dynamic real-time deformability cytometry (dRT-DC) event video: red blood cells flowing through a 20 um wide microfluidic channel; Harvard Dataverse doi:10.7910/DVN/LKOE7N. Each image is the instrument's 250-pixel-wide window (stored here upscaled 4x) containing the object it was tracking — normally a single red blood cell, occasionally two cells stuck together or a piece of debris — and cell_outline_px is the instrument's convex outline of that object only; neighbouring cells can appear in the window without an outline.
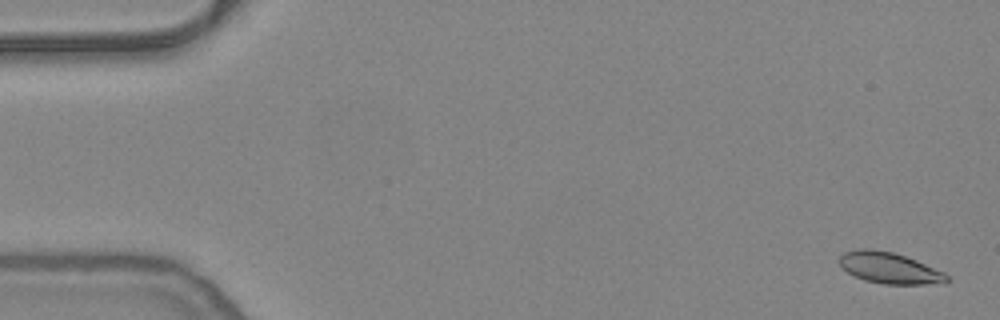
{"species": "common noctule bat (a hibernating species)", "species_latin": "Nyctalus noctula", "temperature_condition": "warm", "stored_images_in_passage": 20, "camera_frame_rate_fps": 3000, "um_per_image_px": 0.085, "animal": {"sex": "female", "body_mass_g": 24.6, "forearm_length_mm": 56.2}, "frame": {"image": 1, "passage_image": 2, "time_ms": 0.333, "image_size_px": [1000, 320], "cell_outline_px": [[952, 280], [944, 284], [884, 284], [864, 280], [848, 272], [836, 260], [844, 252], [860, 248], [872, 248], [892, 252], [916, 260], [944, 272]], "centroid_in_image_um": [75.63, 22.78], "position_along_channel_um": 9.4, "area_um2": 19.65}}
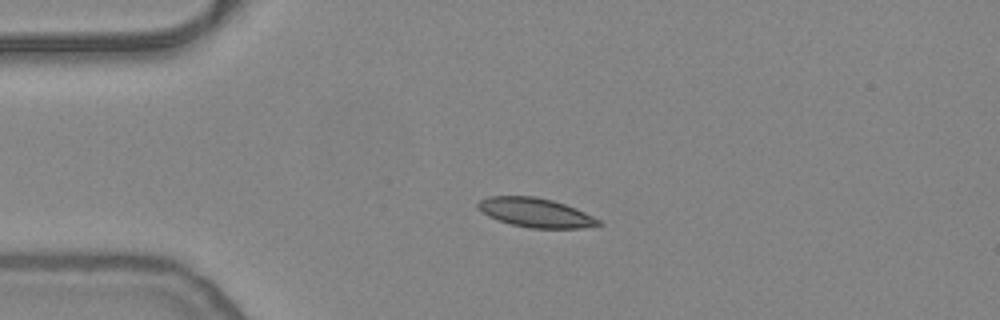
{"frame": {"image": 2, "passage_image": 13, "time_ms": 4.0, "image_size_px": [1000, 320], "cell_outline_px": [[604, 224], [580, 228], [528, 228], [512, 224], [488, 216], [476, 208], [476, 204], [480, 200], [488, 196], [536, 196], [552, 200], [576, 208], [600, 220]], "centroid_in_image_um": [45.5, 18.07], "position_along_channel_um": 39.5, "area_um2": 20.46}}
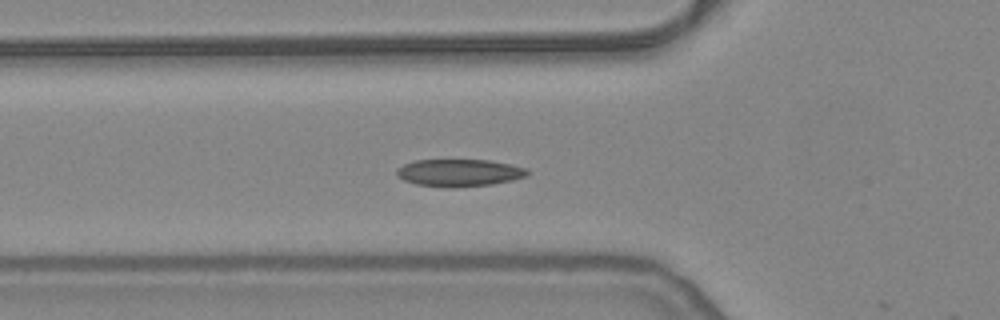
{"frame": {"image": 3, "passage_image": 19, "time_ms": 6.0, "image_size_px": [1000, 320], "cell_outline_px": [[528, 176], [512, 180], [492, 184], [452, 188], [416, 184], [404, 180], [396, 176], [396, 168], [404, 164], [416, 160], [488, 160], [528, 168]], "centroid_in_image_um": [39.02, 14.69], "position_along_channel_um": 86.8, "area_um2": 20.81}}